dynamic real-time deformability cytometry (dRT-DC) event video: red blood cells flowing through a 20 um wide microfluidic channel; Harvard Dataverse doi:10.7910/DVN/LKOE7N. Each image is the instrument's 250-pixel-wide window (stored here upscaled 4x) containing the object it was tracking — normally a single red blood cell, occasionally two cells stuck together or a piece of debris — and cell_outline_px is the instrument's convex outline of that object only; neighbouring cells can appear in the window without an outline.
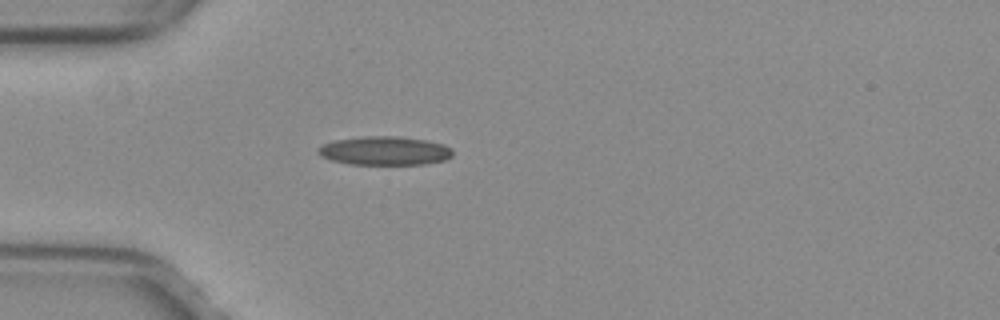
{"species": "common noctule bat (a hibernating species)", "species_latin": "Nyctalus noctula", "temperature_condition": "warm", "stored_images_in_passage": 37, "camera_frame_rate_fps": 3000, "um_per_image_px": 0.085, "animal": {"sex": "female", "body_mass_g": 29.2, "forearm_length_mm": 56.3}, "frame": {"image": 1, "passage_image": 1, "time_ms": 0.0, "image_size_px": [1000, 320], "cell_outline_px": [[452, 156], [444, 160], [424, 164], [348, 164], [332, 160], [320, 156], [316, 152], [316, 148], [324, 144], [336, 140], [364, 136], [400, 136], [424, 140], [444, 144], [452, 148]], "centroid_in_image_um": [32.68, 12.81], "position_along_channel_um": 52.3, "area_um2": 22.54}}
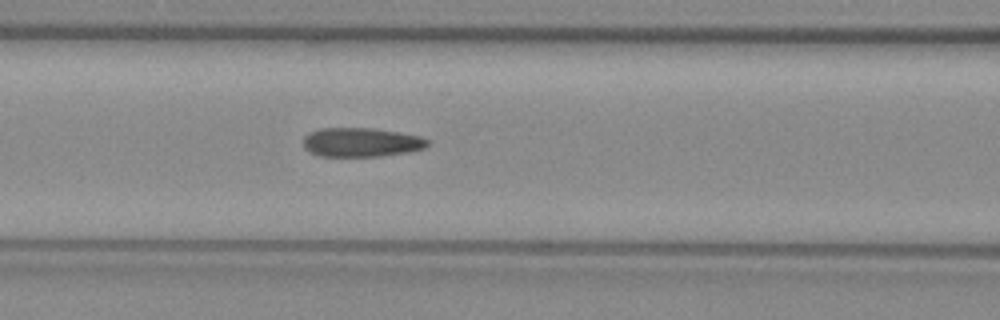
{"frame": {"image": 2, "passage_image": 8, "time_ms": 2.333, "image_size_px": [1000, 320], "cell_outline_px": [[428, 144], [424, 148], [408, 152], [380, 156], [320, 156], [304, 148], [304, 136], [308, 132], [320, 128], [372, 128], [420, 136], [428, 140]], "centroid_in_image_um": [30.68, 12.09], "position_along_channel_um": 135.9, "area_um2": 20.92}}
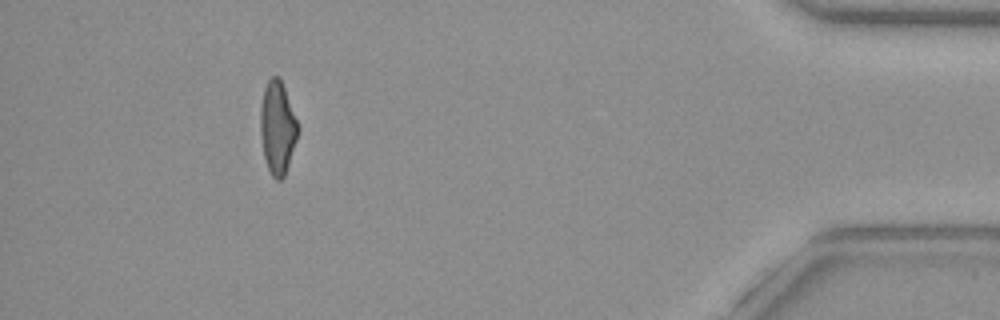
{"frame": {"image": 3, "passage_image": 33, "time_ms": 10.667, "image_size_px": [1000, 320], "cell_outline_px": [[300, 128], [284, 176], [280, 180], [276, 180], [272, 176], [268, 168], [264, 156], [260, 132], [260, 108], [264, 88], [268, 80], [272, 76], [280, 76]], "centroid_in_image_um": [23.58, 10.81], "position_along_channel_um": 411.6, "area_um2": 20.23}, "authors_computed_cell_mechanics": {"area_um2": 21.097, "velocity_mm_per_s": 4.0367, "shape_relaxation_time_tau1_ms": null, "shape_relaxation_time_tau2_ms": 1.4453, "deformation_change_tau1": null, "deformation_change_tau2": 0.0901}}